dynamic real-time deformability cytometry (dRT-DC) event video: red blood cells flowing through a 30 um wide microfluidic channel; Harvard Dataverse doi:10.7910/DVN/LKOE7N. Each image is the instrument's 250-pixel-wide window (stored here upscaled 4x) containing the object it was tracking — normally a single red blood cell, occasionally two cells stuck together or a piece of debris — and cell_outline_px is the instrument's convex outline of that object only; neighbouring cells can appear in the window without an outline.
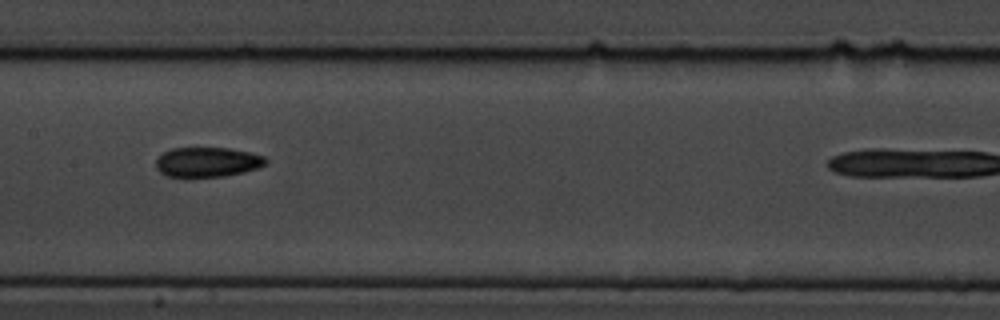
{"species": "common noctule bat (a hibernating species)", "species_latin": "Nyctalus noctula", "temperature_condition": "cold", "stored_images_in_passage": 8, "camera_frame_rate_fps": 3000, "um_per_image_px": 0.085, "animal": {"sex": "male", "body_mass_g": 19.5, "forearm_length_mm": 54.6}, "frame": {"image": 1, "passage_image": 7, "time_ms": 7.0, "image_size_px": [1000, 320], "cell_outline_px": [[268, 160], [260, 168], [244, 172], [224, 176], [168, 176], [160, 172], [156, 168], [156, 160], [164, 152], [172, 148], [228, 148], [248, 152], [264, 156]], "centroid_in_image_um": [17.65, 13.77], "position_along_channel_um": 189.8, "area_um2": 18.84}}